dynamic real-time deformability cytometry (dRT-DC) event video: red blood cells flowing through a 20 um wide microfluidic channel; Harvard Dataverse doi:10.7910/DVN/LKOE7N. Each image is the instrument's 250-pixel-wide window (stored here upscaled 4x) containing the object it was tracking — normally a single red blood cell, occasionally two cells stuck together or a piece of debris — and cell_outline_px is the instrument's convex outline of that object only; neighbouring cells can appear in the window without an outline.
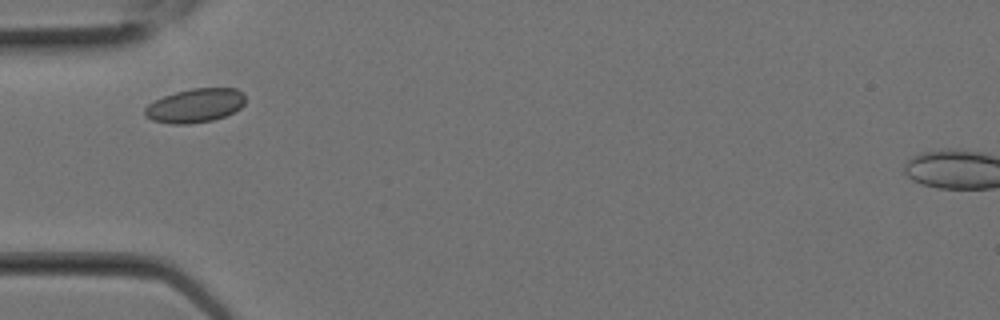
{"species": "Egyptian fruit bat (a non-hibernating species)", "species_latin": "Rousettus aegyptiacus", "temperature_condition": "room temperature", "stored_images_in_passage": 10, "camera_frame_rate_fps": 3000, "um_per_image_px": 0.085, "animal": {"sex": "female"}, "frame": {"image": 1, "passage_image": 1, "time_ms": 0.0, "image_size_px": [1000, 320], "cell_outline_px": [[244, 104], [240, 108], [224, 116], [212, 120], [188, 124], [172, 124], [152, 120], [144, 116], [144, 108], [148, 104], [164, 96], [176, 92], [192, 88], [236, 88], [244, 92]], "centroid_in_image_um": [16.58, 8.97], "position_along_channel_um": 68.4, "area_um2": 19.83}}
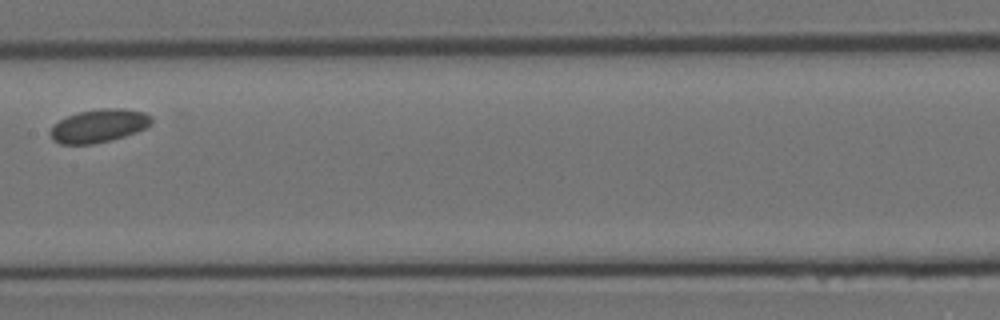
{"frame": {"image": 2, "passage_image": 6, "time_ms": 1.667, "image_size_px": [1000, 320], "cell_outline_px": [[152, 124], [136, 132], [124, 136], [92, 144], [60, 144], [52, 140], [48, 132], [52, 124], [76, 112], [100, 108], [124, 108], [144, 112], [152, 116]], "centroid_in_image_um": [8.37, 10.68], "position_along_channel_um": 199.0, "area_um2": 19.77}}
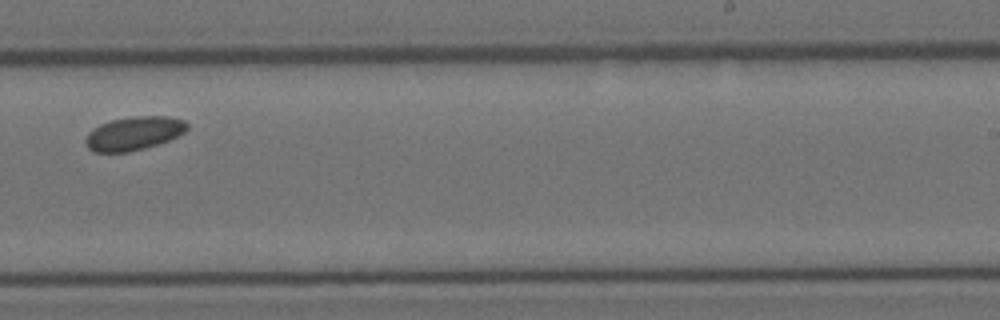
{"frame": {"image": 3, "passage_image": 9, "time_ms": 2.667, "image_size_px": [1000, 320], "cell_outline_px": [[188, 128], [184, 132], [160, 144], [128, 152], [92, 152], [84, 144], [84, 140], [88, 132], [92, 128], [100, 124], [112, 120], [136, 116], [168, 116], [184, 120], [188, 124]], "centroid_in_image_um": [11.35, 11.34], "position_along_channel_um": 277.7, "area_um2": 20.0}}